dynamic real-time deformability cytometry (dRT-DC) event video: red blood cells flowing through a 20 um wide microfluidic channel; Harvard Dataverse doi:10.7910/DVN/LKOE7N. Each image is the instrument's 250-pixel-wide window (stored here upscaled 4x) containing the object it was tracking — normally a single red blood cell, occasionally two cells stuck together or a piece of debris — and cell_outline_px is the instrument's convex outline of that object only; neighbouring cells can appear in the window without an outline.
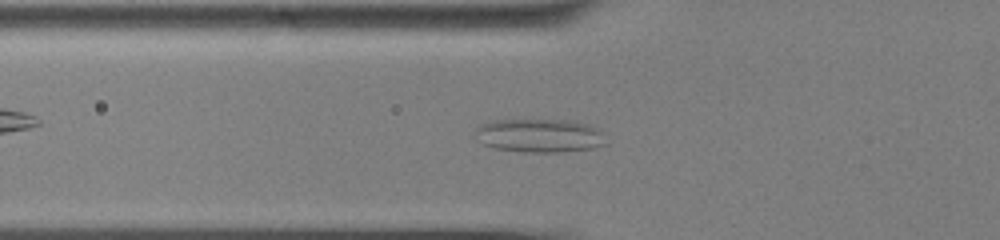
{"species": "common noctule bat (a hibernating species)", "species_latin": "Nyctalus noctula", "temperature_condition": "cold", "stored_images_in_passage": 57, "camera_frame_rate_fps": 3000, "um_per_image_px": 0.085, "animal": {"sex": "male", "body_mass_g": 13.0, "forearm_length_mm": 53.1}, "frame": {"image": 1, "passage_image": 21, "time_ms": 6.667, "image_size_px": [1000, 240], "cell_outline_px": [[608, 144], [592, 148], [560, 152], [524, 152], [496, 148], [484, 144], [472, 132], [480, 124], [496, 120], [572, 120], [588, 124], [596, 128], [600, 132]], "centroid_in_image_um": [45.85, 11.52], "position_along_channel_um": 79.9, "area_um2": 25.55}}
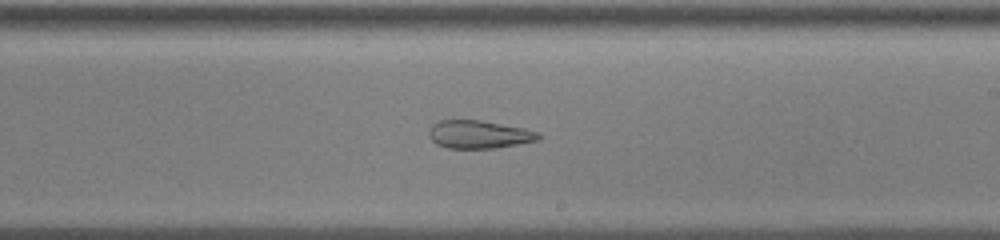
{"frame": {"image": 2, "passage_image": 35, "time_ms": 11.333, "image_size_px": [1000, 240], "cell_outline_px": [[544, 136], [540, 140], [496, 148], [448, 148], [436, 144], [428, 136], [428, 132], [432, 124], [436, 120], [480, 120], [524, 128], [540, 132]], "centroid_in_image_um": [40.73, 11.42], "position_along_channel_um": 248.3, "area_um2": 18.15}}
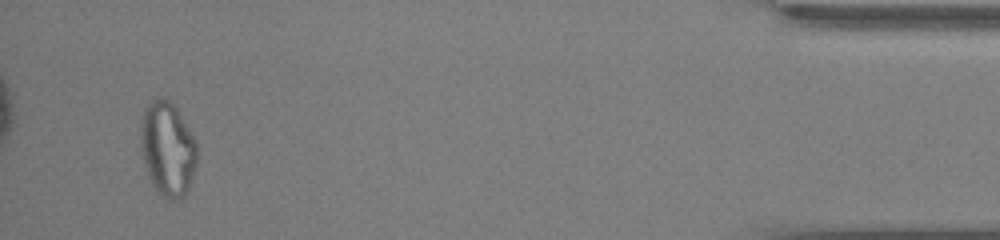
{"frame": {"image": 3, "passage_image": 55, "time_ms": 18.0, "image_size_px": [1000, 240], "cell_outline_px": [[196, 164], [188, 188], [184, 196], [172, 200], [168, 200], [160, 196], [152, 184], [144, 160], [140, 140], [140, 124], [144, 108], [156, 96], [164, 96], [176, 108], [196, 140]], "centroid_in_image_um": [14.23, 12.62], "position_along_channel_um": 421.0, "area_um2": 30.87}, "authors_computed_cell_mechanics": {"area_um2": 26.5302, "velocity_mm_per_s": 3.607, "shape_relaxation_time_tau1_ms": null, "shape_relaxation_time_tau2_ms": 1.9089, "deformation_change_tau1": null, "deformation_change_tau2": 0.1005}}